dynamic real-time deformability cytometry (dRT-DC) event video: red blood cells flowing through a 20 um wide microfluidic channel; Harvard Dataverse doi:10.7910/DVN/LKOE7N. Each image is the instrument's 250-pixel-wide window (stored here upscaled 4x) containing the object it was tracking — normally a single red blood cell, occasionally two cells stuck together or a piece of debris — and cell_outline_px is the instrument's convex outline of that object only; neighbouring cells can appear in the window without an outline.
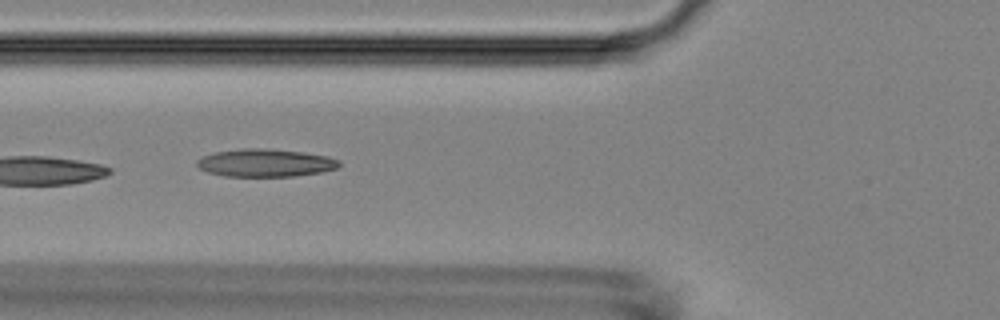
{"species": "Egyptian fruit bat (a non-hibernating species)", "species_latin": "Rousettus aegyptiacus", "temperature_condition": "room temperature", "stored_images_in_passage": 8, "camera_frame_rate_fps": 3000, "um_per_image_px": 0.085, "animal": {"sex": "female"}, "frame": {"image": 1, "passage_image": 6, "time_ms": 1.667, "image_size_px": [1000, 320], "cell_outline_px": [[340, 168], [324, 172], [296, 176], [224, 176], [208, 172], [200, 168], [196, 164], [196, 160], [212, 152], [240, 148], [264, 148], [300, 152], [328, 156], [340, 160]], "centroid_in_image_um": [22.58, 13.84], "position_along_channel_um": 103.2, "area_um2": 23.24}}